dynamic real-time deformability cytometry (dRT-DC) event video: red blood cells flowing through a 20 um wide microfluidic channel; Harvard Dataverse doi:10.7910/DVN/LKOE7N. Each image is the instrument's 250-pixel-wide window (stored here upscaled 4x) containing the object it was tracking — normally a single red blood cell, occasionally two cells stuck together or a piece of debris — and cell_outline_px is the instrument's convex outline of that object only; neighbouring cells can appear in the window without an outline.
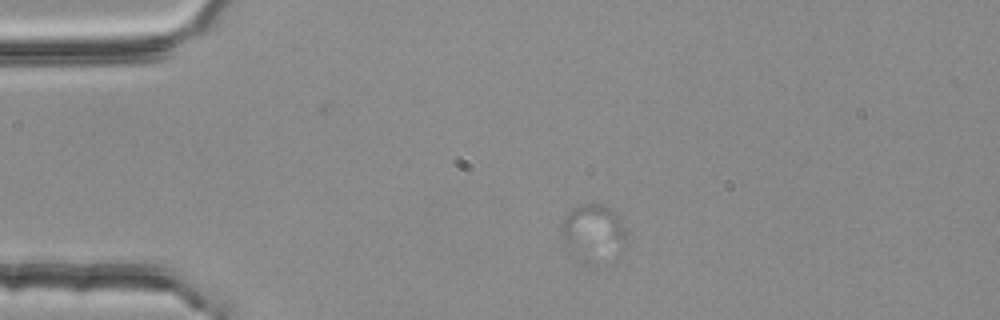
{"species": "common noctule bat (a hibernating species)", "species_latin": "Nyctalus noctula", "temperature_condition": "room temperature", "stored_images_in_passage": 15, "camera_frame_rate_fps": 3000, "um_per_image_px": 0.085, "animal": {"sex": "female", "body_mass_g": 25.1}, "frame": {"image": 1, "passage_image": 7, "time_ms": 2.0, "image_size_px": [1000, 320], "cell_outline_px": [[624, 248], [620, 252], [564, 240], [560, 228], [564, 220], [576, 208], [584, 204], [604, 204], [612, 208], [616, 212], [624, 228]], "centroid_in_image_um": [50.54, 19.33], "position_along_channel_um": 34.5, "area_um2": 16.42}}